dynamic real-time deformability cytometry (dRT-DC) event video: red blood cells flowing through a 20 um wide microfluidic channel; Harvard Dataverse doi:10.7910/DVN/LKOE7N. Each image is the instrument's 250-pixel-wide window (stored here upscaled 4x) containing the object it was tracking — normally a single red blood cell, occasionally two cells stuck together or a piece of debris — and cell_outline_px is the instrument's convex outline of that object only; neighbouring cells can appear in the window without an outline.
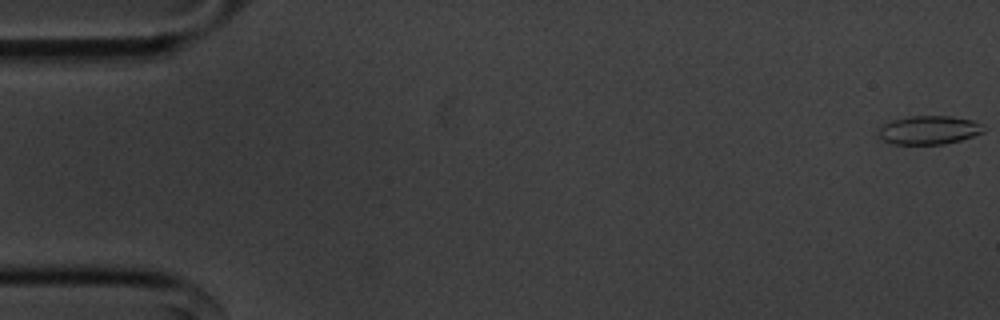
{"species": "common noctule bat (a hibernating species)", "species_latin": "Nyctalus noctula", "temperature_condition": "cold", "stored_images_in_passage": 11, "camera_frame_rate_fps": 3000, "um_per_image_px": 0.085, "animal": {"sex": "male", "body_mass_g": 20.1, "forearm_length_mm": 53.5}, "frame": {"image": 1, "passage_image": 1, "time_ms": 0.0, "image_size_px": [1000, 320], "cell_outline_px": [[984, 132], [960, 140], [944, 144], [892, 144], [884, 140], [876, 132], [884, 124], [892, 120], [912, 116], [948, 116], [972, 120], [984, 124]], "centroid_in_image_um": [78.97, 11.05], "position_along_channel_um": 6.0, "area_um2": 17.46}}